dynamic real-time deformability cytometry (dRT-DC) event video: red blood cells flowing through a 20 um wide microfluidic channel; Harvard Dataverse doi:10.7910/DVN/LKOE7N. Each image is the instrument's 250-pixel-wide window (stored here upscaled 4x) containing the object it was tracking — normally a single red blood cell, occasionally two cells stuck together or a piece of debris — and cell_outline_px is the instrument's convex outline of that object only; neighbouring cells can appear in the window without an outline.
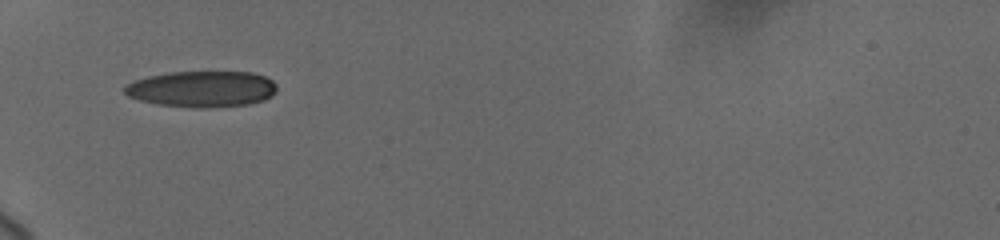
{"species": "human", "species_latin": "Homo sapiens", "temperature_condition": "cold", "stored_images_in_passage": 3, "camera_frame_rate_fps": 3000, "um_per_image_px": 0.085, "donor": {"sex": "female"}, "frame": {"image": 1, "passage_image": 1, "time_ms": 0.0, "image_size_px": [1000, 240], "cell_outline_px": [[276, 92], [272, 96], [264, 100], [248, 104], [200, 108], [160, 104], [140, 100], [128, 96], [124, 92], [124, 88], [128, 84], [136, 80], [148, 76], [168, 72], [252, 72], [264, 76], [272, 80], [276, 84]], "centroid_in_image_um": [17.2, 7.55], "position_along_channel_um": 67.8, "area_um2": 31.85}}